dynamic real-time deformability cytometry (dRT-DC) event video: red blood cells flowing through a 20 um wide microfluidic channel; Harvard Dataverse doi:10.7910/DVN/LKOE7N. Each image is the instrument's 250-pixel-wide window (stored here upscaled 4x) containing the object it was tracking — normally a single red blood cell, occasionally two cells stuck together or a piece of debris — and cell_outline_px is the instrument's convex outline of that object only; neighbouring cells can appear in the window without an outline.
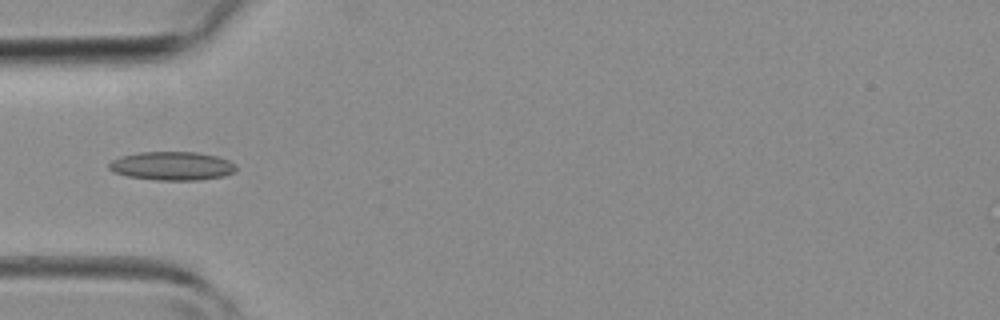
{"species": "common noctule bat (a hibernating species)", "species_latin": "Nyctalus noctula", "temperature_condition": "room temperature", "stored_images_in_passage": 27, "camera_frame_rate_fps": 3000, "um_per_image_px": 0.085, "animal": {"sex": "female", "body_mass_g": 19.3, "forearm_length_mm": 54.1}, "frame": {"image": 1, "passage_image": 1, "time_ms": 0.0, "image_size_px": [1000, 320], "cell_outline_px": [[236, 168], [232, 172], [224, 176], [200, 180], [156, 180], [128, 176], [116, 172], [108, 168], [108, 164], [112, 160], [120, 156], [140, 152], [196, 152], [216, 156], [228, 160], [236, 164]], "centroid_in_image_um": [14.62, 14.1], "position_along_channel_um": 70.4, "area_um2": 21.1}}
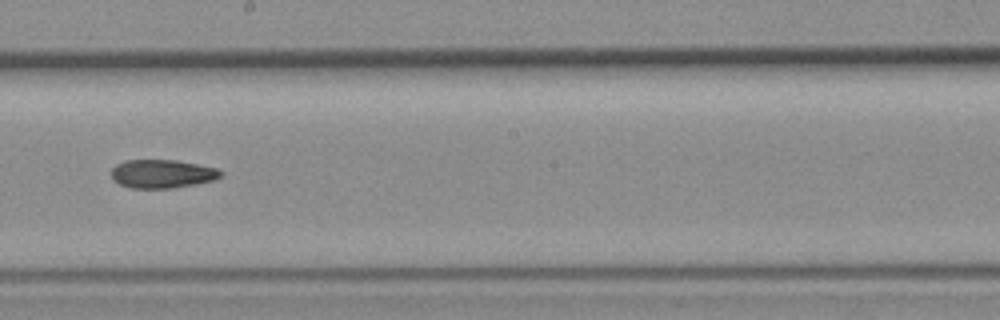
{"frame": {"image": 2, "passage_image": 11, "time_ms": 3.333, "image_size_px": [1000, 320], "cell_outline_px": [[224, 172], [220, 176], [212, 180], [196, 184], [172, 188], [132, 188], [120, 184], [112, 176], [112, 168], [116, 164], [124, 160], [176, 160], [216, 168]], "centroid_in_image_um": [13.78, 14.77], "position_along_channel_um": 234.4, "area_um2": 17.98}}
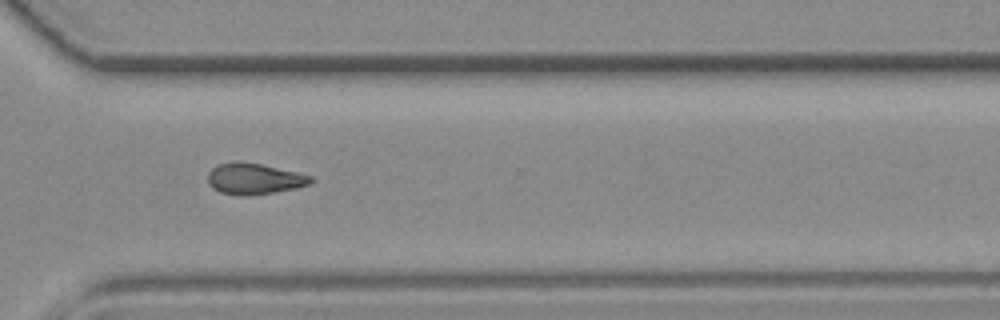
{"frame": {"image": 3, "passage_image": 18, "time_ms": 5.667, "image_size_px": [1000, 320], "cell_outline_px": [[312, 180], [308, 184], [296, 188], [272, 192], [244, 196], [240, 196], [220, 192], [212, 188], [208, 184], [208, 172], [216, 164], [260, 164], [296, 172], [312, 176]], "centroid_in_image_um": [21.58, 15.23], "position_along_channel_um": 349.0, "area_um2": 17.98}}